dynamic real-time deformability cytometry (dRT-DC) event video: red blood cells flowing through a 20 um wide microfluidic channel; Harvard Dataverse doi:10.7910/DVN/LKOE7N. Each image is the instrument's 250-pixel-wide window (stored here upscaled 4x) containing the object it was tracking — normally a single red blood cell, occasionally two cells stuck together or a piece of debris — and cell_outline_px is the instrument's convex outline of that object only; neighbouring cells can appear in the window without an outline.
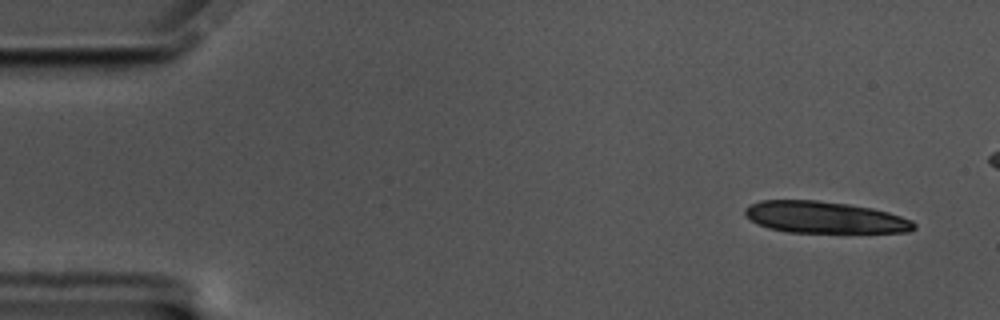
{"species": "common noctule bat (a hibernating species)", "species_latin": "Nyctalus noctula", "temperature_condition": "cold", "stored_images_in_passage": 14, "camera_frame_rate_fps": 3000, "um_per_image_px": 0.085, "animal": {"sex": "male", "body_mass_g": 17.5, "forearm_length_mm": 52.3}, "frame": {"image": 1, "passage_image": 1, "time_ms": 0.0, "image_size_px": [1000, 320], "cell_outline_px": [[916, 228], [908, 232], [788, 232], [768, 228], [744, 216], [744, 208], [760, 200], [816, 200], [848, 204], [872, 208], [888, 212], [912, 220], [916, 224]], "centroid_in_image_um": [70.09, 18.47], "position_along_channel_um": 14.9, "area_um2": 31.1}}